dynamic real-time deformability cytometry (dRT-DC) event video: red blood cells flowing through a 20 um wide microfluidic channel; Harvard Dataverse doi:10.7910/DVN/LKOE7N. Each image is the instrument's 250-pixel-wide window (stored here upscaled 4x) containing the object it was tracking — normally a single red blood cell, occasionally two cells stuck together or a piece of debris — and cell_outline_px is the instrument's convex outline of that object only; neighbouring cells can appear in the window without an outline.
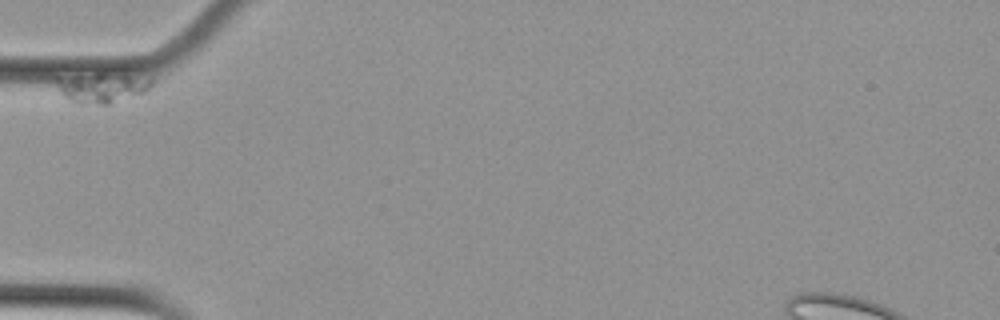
{"species": "Egyptian fruit bat (a non-hibernating species)", "species_latin": "Rousettus aegyptiacus", "temperature_condition": "cold", "stored_images_in_passage": 5, "camera_frame_rate_fps": 3000, "um_per_image_px": 0.085, "animal": {"sex": "female"}, "frame": {"image": 1, "passage_image": 1, "time_ms": 0.0, "image_size_px": [1000, 320], "cell_outline_px": [[152, 84], [144, 92], [112, 104], [76, 104], [68, 100], [60, 92], [56, 84], [56, 76], [96, 72], [100, 72], [152, 80]], "centroid_in_image_um": [8.52, 7.45], "position_along_channel_um": 76.5, "area_um2": 16.76}}
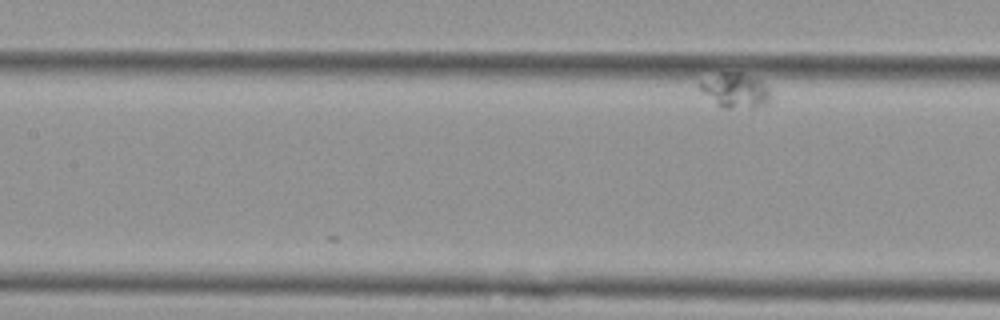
{"frame": {"image": 2, "passage_image": 5, "time_ms": 1.333, "image_size_px": [1000, 320], "cell_outline_px": [[772, 96], [768, 104], [752, 108], [724, 108], [716, 104], [696, 84], [700, 80], [720, 72], [740, 72], [760, 80], [768, 88]], "centroid_in_image_um": [62.52, 7.68], "position_along_channel_um": 144.9, "area_um2": 14.45}}